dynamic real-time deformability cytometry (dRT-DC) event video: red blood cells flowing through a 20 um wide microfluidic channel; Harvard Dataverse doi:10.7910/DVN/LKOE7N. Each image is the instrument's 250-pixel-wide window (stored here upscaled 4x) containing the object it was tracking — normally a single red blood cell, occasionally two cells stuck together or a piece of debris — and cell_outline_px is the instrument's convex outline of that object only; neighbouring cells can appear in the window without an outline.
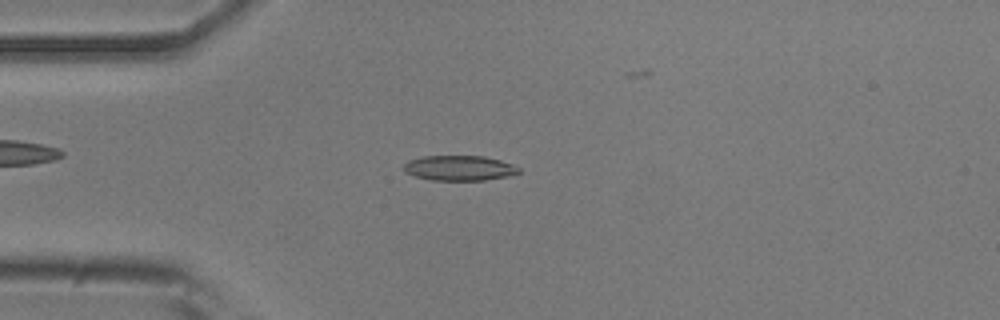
{"species": "common noctule bat (a hibernating species)", "species_latin": "Nyctalus noctula", "temperature_condition": "room temperature", "stored_images_in_passage": 34, "camera_frame_rate_fps": 3000, "um_per_image_px": 0.085, "animal": {"sex": "male", "body_mass_g": 20.5, "forearm_length_mm": 52.5}, "frame": {"image": 1, "passage_image": 3, "time_ms": 0.667, "image_size_px": [1000, 320], "cell_outline_px": [[520, 172], [508, 176], [484, 180], [432, 180], [416, 176], [404, 172], [404, 164], [408, 160], [424, 156], [484, 156], [500, 160], [512, 164], [520, 168]], "centroid_in_image_um": [39.04, 14.28], "position_along_channel_um": 46.0, "area_um2": 16.76}}
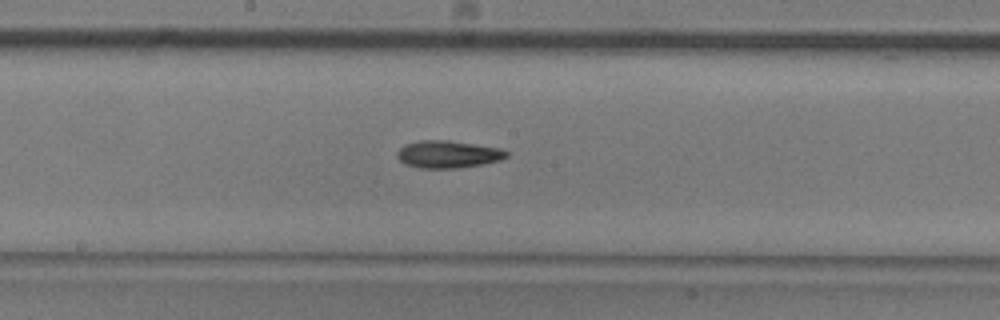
{"frame": {"image": 2, "passage_image": 17, "time_ms": 5.333, "image_size_px": [1000, 320], "cell_outline_px": [[508, 156], [500, 160], [484, 164], [456, 168], [420, 168], [404, 164], [396, 156], [396, 152], [404, 144], [420, 140], [448, 140], [500, 148], [508, 152]], "centroid_in_image_um": [38.05, 13.11], "position_along_channel_um": 210.1, "area_um2": 17.51}}
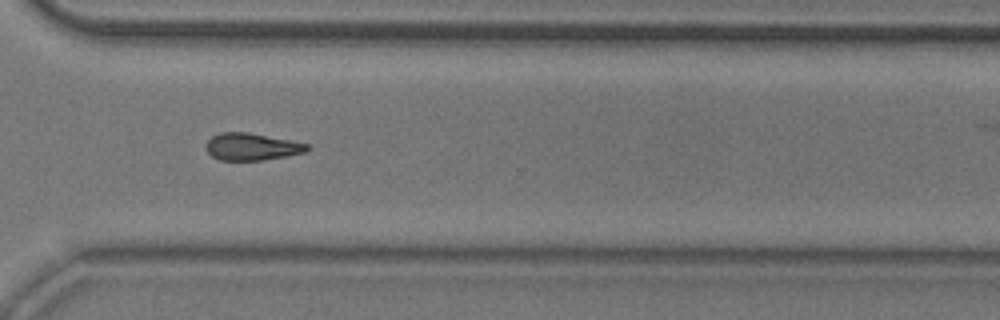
{"frame": {"image": 3, "passage_image": 28, "time_ms": 9.0, "image_size_px": [1000, 320], "cell_outline_px": [[312, 148], [304, 152], [288, 156], [260, 160], [220, 160], [212, 156], [208, 152], [208, 140], [212, 136], [220, 132], [248, 132], [308, 144]], "centroid_in_image_um": [21.42, 12.47], "position_along_channel_um": 349.2, "area_um2": 15.78}}